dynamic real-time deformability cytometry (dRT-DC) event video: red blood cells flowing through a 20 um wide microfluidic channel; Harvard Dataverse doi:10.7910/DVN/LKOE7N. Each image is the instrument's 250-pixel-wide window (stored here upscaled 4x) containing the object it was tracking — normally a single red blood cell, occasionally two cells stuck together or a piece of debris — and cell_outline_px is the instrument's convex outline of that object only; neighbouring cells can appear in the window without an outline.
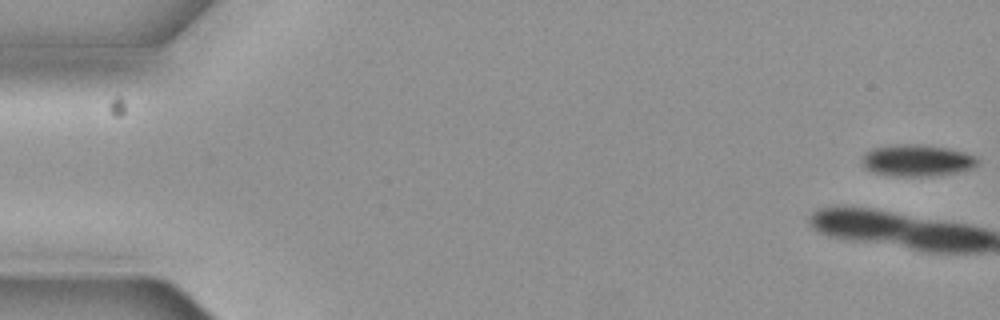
{"species": "common noctule bat (a hibernating species)", "species_latin": "Nyctalus noctula", "temperature_condition": "cold", "stored_images_in_passage": 6, "camera_frame_rate_fps": 3000, "um_per_image_px": 0.085, "animal": {"sex": "female", "body_mass_g": 19.3, "forearm_length_mm": 54.1}, "frame": {"image": 1, "passage_image": 1, "time_ms": 0.0, "image_size_px": [1000, 320], "cell_outline_px": [[980, 160], [976, 168], [956, 172], [932, 176], [908, 176], [876, 172], [864, 168], [860, 160], [860, 156], [864, 152], [872, 148], [896, 144], [928, 144], [948, 148], [964, 152], [976, 156]], "centroid_in_image_um": [77.97, 13.61], "position_along_channel_um": 7.0, "area_um2": 21.62}}